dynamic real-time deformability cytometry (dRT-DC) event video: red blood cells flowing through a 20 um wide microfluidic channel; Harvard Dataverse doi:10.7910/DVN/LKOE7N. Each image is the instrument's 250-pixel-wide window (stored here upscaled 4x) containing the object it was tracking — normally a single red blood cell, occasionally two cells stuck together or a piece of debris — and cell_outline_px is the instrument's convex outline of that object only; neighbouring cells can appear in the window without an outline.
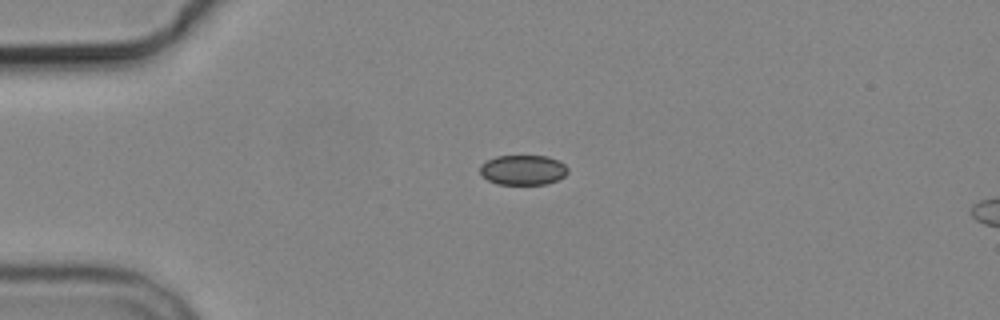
{"species": "common noctule bat (a hibernating species)", "species_latin": "Nyctalus noctula", "temperature_condition": "cold", "stored_images_in_passage": 2, "camera_frame_rate_fps": 3000, "um_per_image_px": 0.085, "animal": {"sex": "male", "body_mass_g": 19.2, "forearm_length_mm": 51.8}, "frame": {"image": 1, "passage_image": 1, "time_ms": 0.0, "image_size_px": [1000, 320], "cell_outline_px": [[568, 172], [564, 176], [548, 184], [496, 184], [488, 180], [480, 172], [480, 164], [496, 156], [548, 156], [560, 160], [568, 168]], "centroid_in_image_um": [44.47, 14.44], "position_along_channel_um": 40.5, "area_um2": 15.37}}